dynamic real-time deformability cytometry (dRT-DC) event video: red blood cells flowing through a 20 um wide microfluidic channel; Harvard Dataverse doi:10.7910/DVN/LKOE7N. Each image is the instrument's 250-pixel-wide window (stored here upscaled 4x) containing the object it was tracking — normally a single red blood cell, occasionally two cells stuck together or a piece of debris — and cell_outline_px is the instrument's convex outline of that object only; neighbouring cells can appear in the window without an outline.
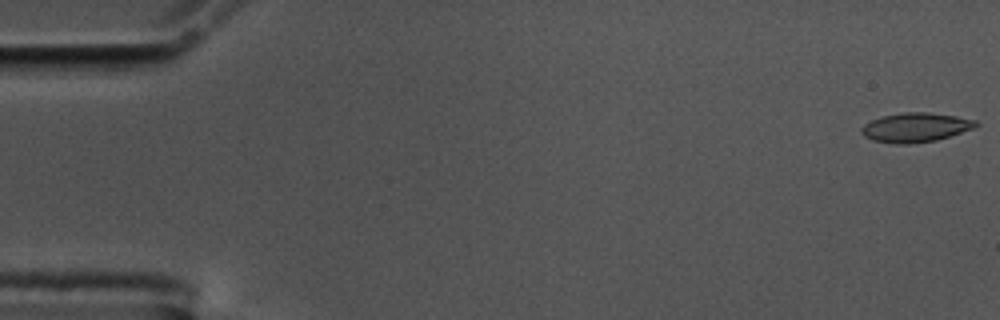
{"species": "common noctule bat (a hibernating species)", "species_latin": "Nyctalus noctula", "temperature_condition": "cold", "stored_images_in_passage": 56, "camera_frame_rate_fps": 3000, "um_per_image_px": 0.085, "animal": {"sex": "male", "body_mass_g": 17.5, "forearm_length_mm": 52.3}, "frame": {"image": 1, "passage_image": 1, "time_ms": 0.0, "image_size_px": [1000, 320], "cell_outline_px": [[980, 124], [972, 128], [936, 140], [908, 144], [896, 144], [872, 140], [864, 136], [860, 132], [860, 128], [864, 124], [872, 120], [884, 116], [904, 112], [928, 112], [956, 116], [976, 120]], "centroid_in_image_um": [77.79, 10.83], "position_along_channel_um": 7.2, "area_um2": 19.36}}
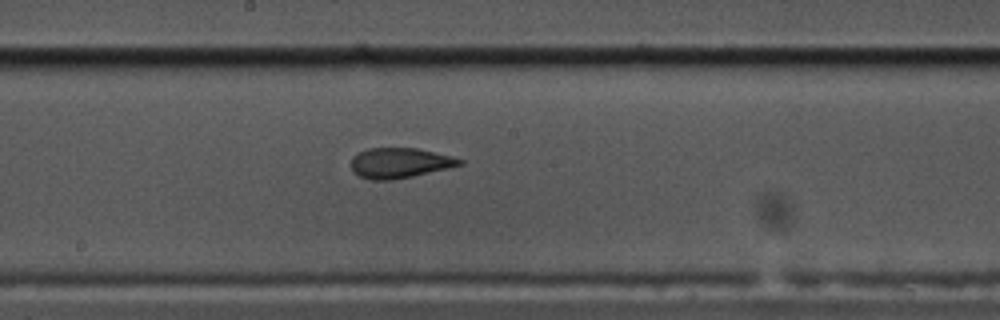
{"frame": {"image": 2, "passage_image": 30, "time_ms": 9.667, "image_size_px": [1000, 320], "cell_outline_px": [[464, 164], [448, 168], [412, 176], [388, 180], [372, 180], [360, 176], [352, 172], [352, 156], [368, 148], [416, 148], [452, 156], [464, 160]], "centroid_in_image_um": [33.98, 13.84], "position_along_channel_um": 214.2, "area_um2": 18.96}}
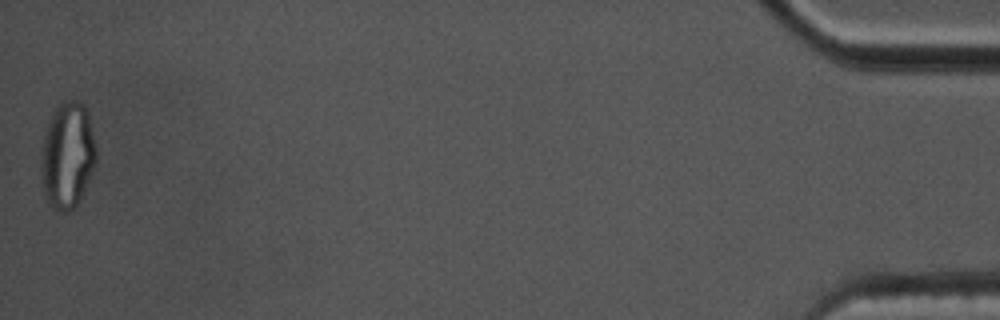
{"frame": {"image": 3, "passage_image": 56, "time_ms": 18.333, "image_size_px": [1000, 320], "cell_outline_px": [[96, 160], [80, 200], [76, 208], [68, 212], [64, 212], [52, 208], [48, 204], [44, 196], [40, 172], [40, 148], [52, 112], [64, 100], [80, 100], [84, 104], [88, 116], [96, 148]], "centroid_in_image_um": [5.7, 13.24], "position_along_channel_um": 429.5, "area_um2": 34.45}, "authors_computed_cell_mechanics": {"area_um2": 19.7387, "velocity_mm_per_s": 3.586, "shape_relaxation_time_tau1_ms": null, "shape_relaxation_time_tau2_ms": 2.0706, "deformation_change_tau1": null, "deformation_change_tau2": 0.0759}}